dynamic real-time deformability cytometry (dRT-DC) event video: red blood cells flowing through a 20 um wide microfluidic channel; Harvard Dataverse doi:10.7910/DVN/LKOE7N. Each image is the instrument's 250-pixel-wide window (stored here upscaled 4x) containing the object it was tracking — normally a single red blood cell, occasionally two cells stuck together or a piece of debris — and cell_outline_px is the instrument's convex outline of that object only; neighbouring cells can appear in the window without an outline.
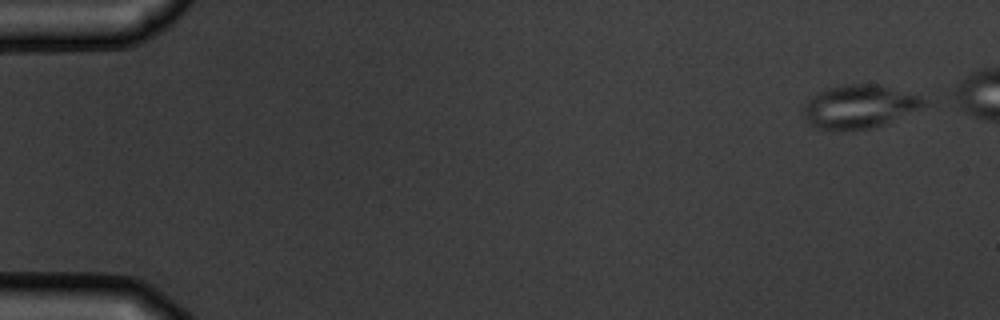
{"species": "common noctule bat (a hibernating species)", "species_latin": "Nyctalus noctula", "temperature_condition": "warm", "stored_images_in_passage": 6, "camera_frame_rate_fps": 3000, "um_per_image_px": 0.085, "animal": {"sex": "male", "body_mass_g": 19.5, "forearm_length_mm": 54.6}, "frame": {"image": 1, "passage_image": 1, "time_ms": 0.0, "image_size_px": [1000, 320], "cell_outline_px": [[924, 104], [916, 108], [872, 128], [852, 132], [836, 132], [820, 128], [808, 124], [800, 108], [816, 92], [828, 88], [844, 84], [880, 84], [920, 96], [924, 100]], "centroid_in_image_um": [72.88, 9.07], "position_along_channel_um": 12.1, "area_um2": 30.35}}